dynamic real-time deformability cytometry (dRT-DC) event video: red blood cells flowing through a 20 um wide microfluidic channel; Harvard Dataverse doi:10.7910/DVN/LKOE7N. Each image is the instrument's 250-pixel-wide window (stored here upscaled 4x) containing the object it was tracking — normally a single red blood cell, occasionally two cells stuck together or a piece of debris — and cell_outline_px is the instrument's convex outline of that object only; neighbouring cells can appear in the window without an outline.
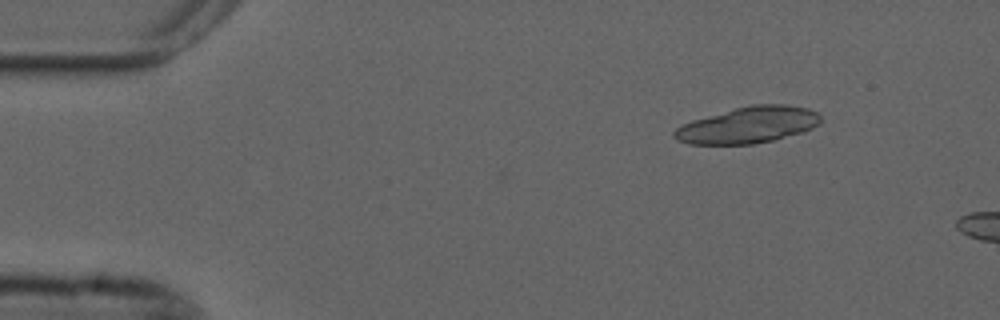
{"species": "common noctule bat (a hibernating species)", "species_latin": "Nyctalus noctula", "temperature_condition": "cold", "stored_images_in_passage": 11, "camera_frame_rate_fps": 3000, "um_per_image_px": 0.085, "animal": {"sex": "male", "forearm_length_mm": 52.5}, "frame": {"image": 1, "passage_image": 7, "time_ms": 2.0, "image_size_px": [1000, 320], "cell_outline_px": [[820, 124], [804, 132], [772, 140], [752, 144], [688, 144], [676, 140], [672, 136], [672, 132], [676, 128], [692, 120], [736, 108], [752, 104], [784, 104], [808, 108], [816, 112], [820, 116]], "centroid_in_image_um": [63.59, 10.63], "position_along_channel_um": 21.4, "area_um2": 30.98}}